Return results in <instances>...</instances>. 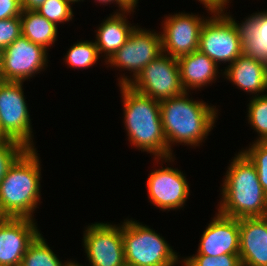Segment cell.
I'll return each instance as SVG.
<instances>
[{"label":"cell","instance_id":"cell-22","mask_svg":"<svg viewBox=\"0 0 267 266\" xmlns=\"http://www.w3.org/2000/svg\"><path fill=\"white\" fill-rule=\"evenodd\" d=\"M72 261L62 263L39 233L29 244L21 266H69Z\"/></svg>","mask_w":267,"mask_h":266},{"label":"cell","instance_id":"cell-28","mask_svg":"<svg viewBox=\"0 0 267 266\" xmlns=\"http://www.w3.org/2000/svg\"><path fill=\"white\" fill-rule=\"evenodd\" d=\"M26 150L20 143L0 138V181L6 175L13 162Z\"/></svg>","mask_w":267,"mask_h":266},{"label":"cell","instance_id":"cell-11","mask_svg":"<svg viewBox=\"0 0 267 266\" xmlns=\"http://www.w3.org/2000/svg\"><path fill=\"white\" fill-rule=\"evenodd\" d=\"M47 50L23 35L2 50V81L24 82L47 66ZM39 71V72H38Z\"/></svg>","mask_w":267,"mask_h":266},{"label":"cell","instance_id":"cell-9","mask_svg":"<svg viewBox=\"0 0 267 266\" xmlns=\"http://www.w3.org/2000/svg\"><path fill=\"white\" fill-rule=\"evenodd\" d=\"M162 53L161 34L139 28L133 29L125 44L117 50L106 64L133 72L132 78H119V85L129 84L142 69Z\"/></svg>","mask_w":267,"mask_h":266},{"label":"cell","instance_id":"cell-13","mask_svg":"<svg viewBox=\"0 0 267 266\" xmlns=\"http://www.w3.org/2000/svg\"><path fill=\"white\" fill-rule=\"evenodd\" d=\"M147 190L150 202L164 211L182 208L190 195V187L183 172L171 167L151 171Z\"/></svg>","mask_w":267,"mask_h":266},{"label":"cell","instance_id":"cell-35","mask_svg":"<svg viewBox=\"0 0 267 266\" xmlns=\"http://www.w3.org/2000/svg\"><path fill=\"white\" fill-rule=\"evenodd\" d=\"M132 7H136L137 3H138V0H126Z\"/></svg>","mask_w":267,"mask_h":266},{"label":"cell","instance_id":"cell-2","mask_svg":"<svg viewBox=\"0 0 267 266\" xmlns=\"http://www.w3.org/2000/svg\"><path fill=\"white\" fill-rule=\"evenodd\" d=\"M225 174L218 212L236 219L267 216V194L254 163L241 151Z\"/></svg>","mask_w":267,"mask_h":266},{"label":"cell","instance_id":"cell-18","mask_svg":"<svg viewBox=\"0 0 267 266\" xmlns=\"http://www.w3.org/2000/svg\"><path fill=\"white\" fill-rule=\"evenodd\" d=\"M181 83L185 91L206 86L216 80L218 65L199 50L177 59ZM215 79V80H214Z\"/></svg>","mask_w":267,"mask_h":266},{"label":"cell","instance_id":"cell-3","mask_svg":"<svg viewBox=\"0 0 267 266\" xmlns=\"http://www.w3.org/2000/svg\"><path fill=\"white\" fill-rule=\"evenodd\" d=\"M188 91L170 99L160 101L163 132L168 150L172 144L199 146L213 129L216 120V106L203 101L189 99Z\"/></svg>","mask_w":267,"mask_h":266},{"label":"cell","instance_id":"cell-14","mask_svg":"<svg viewBox=\"0 0 267 266\" xmlns=\"http://www.w3.org/2000/svg\"><path fill=\"white\" fill-rule=\"evenodd\" d=\"M34 219L0 217V266H21L29 244L40 233Z\"/></svg>","mask_w":267,"mask_h":266},{"label":"cell","instance_id":"cell-19","mask_svg":"<svg viewBox=\"0 0 267 266\" xmlns=\"http://www.w3.org/2000/svg\"><path fill=\"white\" fill-rule=\"evenodd\" d=\"M135 7L121 12H115L113 15L109 16L104 20L97 29L95 44L102 54L108 61L113 54L119 50L125 42L128 40L129 35L136 26H131V24L126 21L127 13L133 12ZM126 14V15H125Z\"/></svg>","mask_w":267,"mask_h":266},{"label":"cell","instance_id":"cell-20","mask_svg":"<svg viewBox=\"0 0 267 266\" xmlns=\"http://www.w3.org/2000/svg\"><path fill=\"white\" fill-rule=\"evenodd\" d=\"M242 54L267 65V10L242 21Z\"/></svg>","mask_w":267,"mask_h":266},{"label":"cell","instance_id":"cell-34","mask_svg":"<svg viewBox=\"0 0 267 266\" xmlns=\"http://www.w3.org/2000/svg\"><path fill=\"white\" fill-rule=\"evenodd\" d=\"M2 81V50L0 49V82Z\"/></svg>","mask_w":267,"mask_h":266},{"label":"cell","instance_id":"cell-30","mask_svg":"<svg viewBox=\"0 0 267 266\" xmlns=\"http://www.w3.org/2000/svg\"><path fill=\"white\" fill-rule=\"evenodd\" d=\"M22 10L21 0H0V20L20 16Z\"/></svg>","mask_w":267,"mask_h":266},{"label":"cell","instance_id":"cell-12","mask_svg":"<svg viewBox=\"0 0 267 266\" xmlns=\"http://www.w3.org/2000/svg\"><path fill=\"white\" fill-rule=\"evenodd\" d=\"M205 18L193 13L169 15L161 32L162 52L173 58L188 55L199 48V38Z\"/></svg>","mask_w":267,"mask_h":266},{"label":"cell","instance_id":"cell-15","mask_svg":"<svg viewBox=\"0 0 267 266\" xmlns=\"http://www.w3.org/2000/svg\"><path fill=\"white\" fill-rule=\"evenodd\" d=\"M239 219L216 213L200 239L196 255L239 254Z\"/></svg>","mask_w":267,"mask_h":266},{"label":"cell","instance_id":"cell-8","mask_svg":"<svg viewBox=\"0 0 267 266\" xmlns=\"http://www.w3.org/2000/svg\"><path fill=\"white\" fill-rule=\"evenodd\" d=\"M128 85L157 101L170 99L185 92L177 58L163 52L145 66Z\"/></svg>","mask_w":267,"mask_h":266},{"label":"cell","instance_id":"cell-16","mask_svg":"<svg viewBox=\"0 0 267 266\" xmlns=\"http://www.w3.org/2000/svg\"><path fill=\"white\" fill-rule=\"evenodd\" d=\"M242 266H267V216L239 219Z\"/></svg>","mask_w":267,"mask_h":266},{"label":"cell","instance_id":"cell-24","mask_svg":"<svg viewBox=\"0 0 267 266\" xmlns=\"http://www.w3.org/2000/svg\"><path fill=\"white\" fill-rule=\"evenodd\" d=\"M248 123L258 133L255 141H267V94L253 96L248 104Z\"/></svg>","mask_w":267,"mask_h":266},{"label":"cell","instance_id":"cell-10","mask_svg":"<svg viewBox=\"0 0 267 266\" xmlns=\"http://www.w3.org/2000/svg\"><path fill=\"white\" fill-rule=\"evenodd\" d=\"M83 245L90 266H124L122 225L95 223L84 231Z\"/></svg>","mask_w":267,"mask_h":266},{"label":"cell","instance_id":"cell-1","mask_svg":"<svg viewBox=\"0 0 267 266\" xmlns=\"http://www.w3.org/2000/svg\"><path fill=\"white\" fill-rule=\"evenodd\" d=\"M124 109V124L130 144L153 154L154 159L174 161L163 132L160 101L146 96L128 84L119 85Z\"/></svg>","mask_w":267,"mask_h":266},{"label":"cell","instance_id":"cell-32","mask_svg":"<svg viewBox=\"0 0 267 266\" xmlns=\"http://www.w3.org/2000/svg\"><path fill=\"white\" fill-rule=\"evenodd\" d=\"M95 1H97L99 3H103V5H104V3L105 4H109V3L111 4V3L115 2V4H118V6L120 7L119 12H123V11H126V10L133 8L126 0H95Z\"/></svg>","mask_w":267,"mask_h":266},{"label":"cell","instance_id":"cell-37","mask_svg":"<svg viewBox=\"0 0 267 266\" xmlns=\"http://www.w3.org/2000/svg\"><path fill=\"white\" fill-rule=\"evenodd\" d=\"M69 2H71L72 4L75 2H79V1H83V0H68Z\"/></svg>","mask_w":267,"mask_h":266},{"label":"cell","instance_id":"cell-6","mask_svg":"<svg viewBox=\"0 0 267 266\" xmlns=\"http://www.w3.org/2000/svg\"><path fill=\"white\" fill-rule=\"evenodd\" d=\"M203 23L198 50L217 65L232 64L242 54V24L224 12H214Z\"/></svg>","mask_w":267,"mask_h":266},{"label":"cell","instance_id":"cell-17","mask_svg":"<svg viewBox=\"0 0 267 266\" xmlns=\"http://www.w3.org/2000/svg\"><path fill=\"white\" fill-rule=\"evenodd\" d=\"M234 85L253 94H261L267 89V65L254 58L241 54L223 72Z\"/></svg>","mask_w":267,"mask_h":266},{"label":"cell","instance_id":"cell-31","mask_svg":"<svg viewBox=\"0 0 267 266\" xmlns=\"http://www.w3.org/2000/svg\"><path fill=\"white\" fill-rule=\"evenodd\" d=\"M212 14L214 12H225L226 4L229 0H199ZM225 7V8H224ZM224 10V11H223Z\"/></svg>","mask_w":267,"mask_h":266},{"label":"cell","instance_id":"cell-36","mask_svg":"<svg viewBox=\"0 0 267 266\" xmlns=\"http://www.w3.org/2000/svg\"><path fill=\"white\" fill-rule=\"evenodd\" d=\"M69 266H83V265H80L78 263H75V261H73Z\"/></svg>","mask_w":267,"mask_h":266},{"label":"cell","instance_id":"cell-21","mask_svg":"<svg viewBox=\"0 0 267 266\" xmlns=\"http://www.w3.org/2000/svg\"><path fill=\"white\" fill-rule=\"evenodd\" d=\"M22 35L47 51L57 39V25L40 15L36 10H22Z\"/></svg>","mask_w":267,"mask_h":266},{"label":"cell","instance_id":"cell-25","mask_svg":"<svg viewBox=\"0 0 267 266\" xmlns=\"http://www.w3.org/2000/svg\"><path fill=\"white\" fill-rule=\"evenodd\" d=\"M71 2L68 0H45L36 11L55 25L73 19Z\"/></svg>","mask_w":267,"mask_h":266},{"label":"cell","instance_id":"cell-26","mask_svg":"<svg viewBox=\"0 0 267 266\" xmlns=\"http://www.w3.org/2000/svg\"><path fill=\"white\" fill-rule=\"evenodd\" d=\"M242 151L254 163L259 182L267 194V142L254 141L249 149Z\"/></svg>","mask_w":267,"mask_h":266},{"label":"cell","instance_id":"cell-7","mask_svg":"<svg viewBox=\"0 0 267 266\" xmlns=\"http://www.w3.org/2000/svg\"><path fill=\"white\" fill-rule=\"evenodd\" d=\"M23 82H0V138H7L34 149L28 106Z\"/></svg>","mask_w":267,"mask_h":266},{"label":"cell","instance_id":"cell-4","mask_svg":"<svg viewBox=\"0 0 267 266\" xmlns=\"http://www.w3.org/2000/svg\"><path fill=\"white\" fill-rule=\"evenodd\" d=\"M36 148L26 149L0 181V217L33 219L40 202L41 165Z\"/></svg>","mask_w":267,"mask_h":266},{"label":"cell","instance_id":"cell-27","mask_svg":"<svg viewBox=\"0 0 267 266\" xmlns=\"http://www.w3.org/2000/svg\"><path fill=\"white\" fill-rule=\"evenodd\" d=\"M182 262L183 266H242L239 254L192 255Z\"/></svg>","mask_w":267,"mask_h":266},{"label":"cell","instance_id":"cell-33","mask_svg":"<svg viewBox=\"0 0 267 266\" xmlns=\"http://www.w3.org/2000/svg\"><path fill=\"white\" fill-rule=\"evenodd\" d=\"M45 0H21L23 10H36Z\"/></svg>","mask_w":267,"mask_h":266},{"label":"cell","instance_id":"cell-23","mask_svg":"<svg viewBox=\"0 0 267 266\" xmlns=\"http://www.w3.org/2000/svg\"><path fill=\"white\" fill-rule=\"evenodd\" d=\"M99 50L95 42L81 41L75 43L67 51L65 63L73 68H89L94 66L99 59Z\"/></svg>","mask_w":267,"mask_h":266},{"label":"cell","instance_id":"cell-29","mask_svg":"<svg viewBox=\"0 0 267 266\" xmlns=\"http://www.w3.org/2000/svg\"><path fill=\"white\" fill-rule=\"evenodd\" d=\"M22 35L20 16L0 20V49L4 50Z\"/></svg>","mask_w":267,"mask_h":266},{"label":"cell","instance_id":"cell-5","mask_svg":"<svg viewBox=\"0 0 267 266\" xmlns=\"http://www.w3.org/2000/svg\"><path fill=\"white\" fill-rule=\"evenodd\" d=\"M125 261L129 266H175L177 253L147 225L130 219L122 224Z\"/></svg>","mask_w":267,"mask_h":266}]
</instances>
